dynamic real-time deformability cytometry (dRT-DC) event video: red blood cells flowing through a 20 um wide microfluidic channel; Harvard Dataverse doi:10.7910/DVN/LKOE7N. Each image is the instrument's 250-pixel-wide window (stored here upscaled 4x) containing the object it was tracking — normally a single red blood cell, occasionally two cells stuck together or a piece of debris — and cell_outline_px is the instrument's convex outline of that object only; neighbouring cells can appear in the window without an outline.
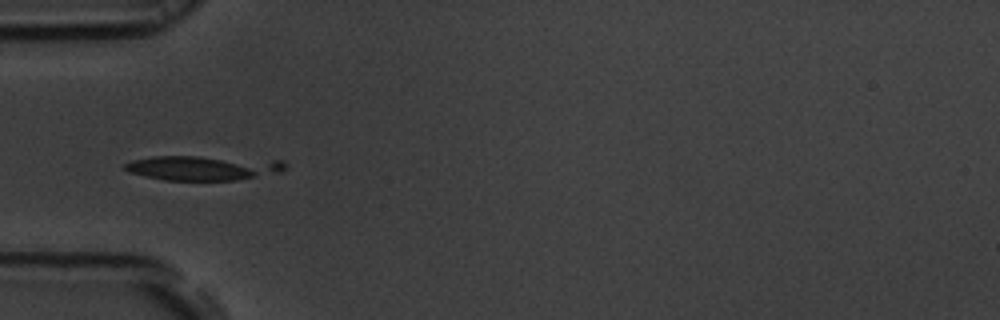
{"species": "common noctule bat (a hibernating species)", "species_latin": "Nyctalus noctula", "temperature_condition": "room temperature", "stored_images_in_passage": 57, "camera_frame_rate_fps": 3000, "um_per_image_px": 0.085, "animal": {"sex": "male", "body_mass_g": 19.5, "forearm_length_mm": 54.6}, "frame": {"image": 1, "passage_image": 19, "time_ms": 6.0, "image_size_px": [1000, 320], "cell_outline_px": [[288, 164], [280, 172], [236, 180], [164, 180], [132, 172], [124, 168], [124, 164], [132, 160], [152, 156], [200, 156], [284, 160]], "centroid_in_image_um": [17.31, 14.25], "position_along_channel_um": 67.7, "area_um2": 22.95}}